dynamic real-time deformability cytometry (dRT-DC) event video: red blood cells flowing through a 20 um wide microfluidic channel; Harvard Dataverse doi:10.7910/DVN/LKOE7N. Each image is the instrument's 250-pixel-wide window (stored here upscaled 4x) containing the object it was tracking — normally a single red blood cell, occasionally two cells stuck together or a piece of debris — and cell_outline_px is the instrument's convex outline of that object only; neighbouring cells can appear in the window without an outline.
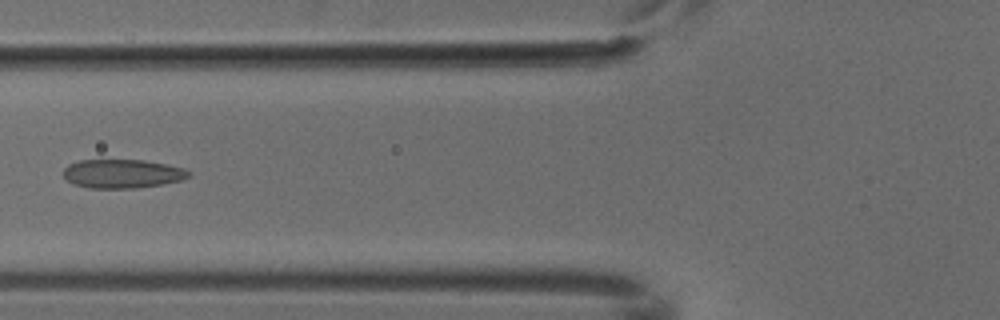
{"species": "common noctule bat (a hibernating species)", "species_latin": "Nyctalus noctula", "temperature_condition": "cold", "stored_images_in_passage": 5, "camera_frame_rate_fps": 3000, "um_per_image_px": 0.085, "animal": {"sex": "male", "body_mass_g": 18.8}, "frame": {"image": 1, "passage_image": 5, "time_ms": 1.333, "image_size_px": [1000, 320], "cell_outline_px": [[192, 172], [188, 176], [180, 180], [164, 184], [136, 188], [88, 188], [72, 184], [64, 176], [64, 168], [68, 164], [80, 160], [144, 160], [184, 168]], "centroid_in_image_um": [10.38, 14.77], "position_along_channel_um": 115.4, "area_um2": 21.04}}